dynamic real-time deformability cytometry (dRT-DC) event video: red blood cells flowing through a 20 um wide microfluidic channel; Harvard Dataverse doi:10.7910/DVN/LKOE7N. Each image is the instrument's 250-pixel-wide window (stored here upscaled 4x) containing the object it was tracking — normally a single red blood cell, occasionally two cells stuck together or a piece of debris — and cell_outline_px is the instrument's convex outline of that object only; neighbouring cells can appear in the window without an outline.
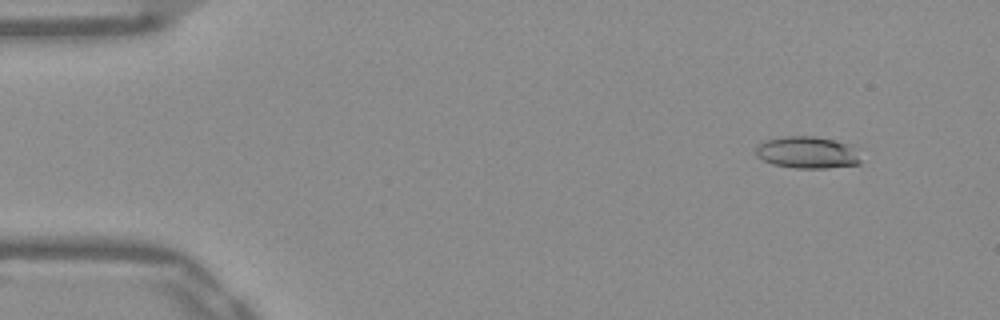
{"species": "Egyptian fruit bat (a non-hibernating species)", "species_latin": "Rousettus aegyptiacus", "temperature_condition": "warm", "stored_images_in_passage": 52, "camera_frame_rate_fps": 3000, "um_per_image_px": 0.085, "frame": {"image": 1, "passage_image": 5, "time_ms": 1.333, "image_size_px": [1000, 320], "cell_outline_px": [[868, 148], [864, 160], [860, 164], [828, 168], [796, 168], [772, 164], [756, 156], [756, 148], [764, 140], [784, 136], [816, 136]], "centroid_in_image_um": [68.85, 12.95], "position_along_channel_um": 16.2, "area_um2": 20.58}}
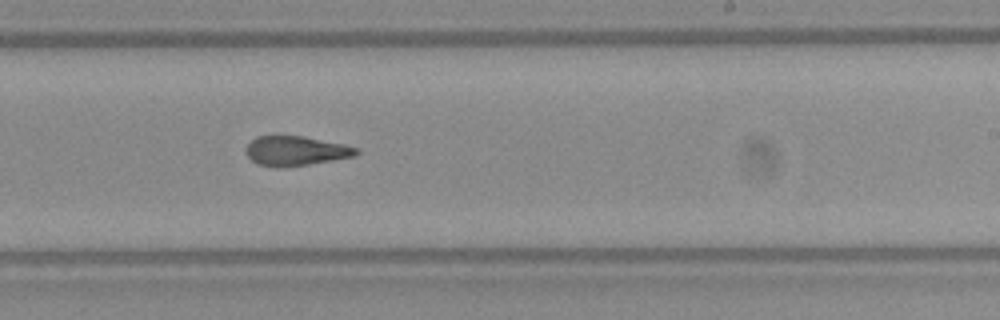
{"frame": {"image": 2, "passage_image": 32, "time_ms": 10.333, "image_size_px": [1000, 320], "cell_outline_px": [[360, 152], [356, 156], [308, 164], [276, 168], [256, 164], [248, 156], [244, 148], [256, 136], [300, 136], [344, 144], [356, 148]], "centroid_in_image_um": [25.11, 12.83], "position_along_channel_um": 263.9, "area_um2": 18.9}}
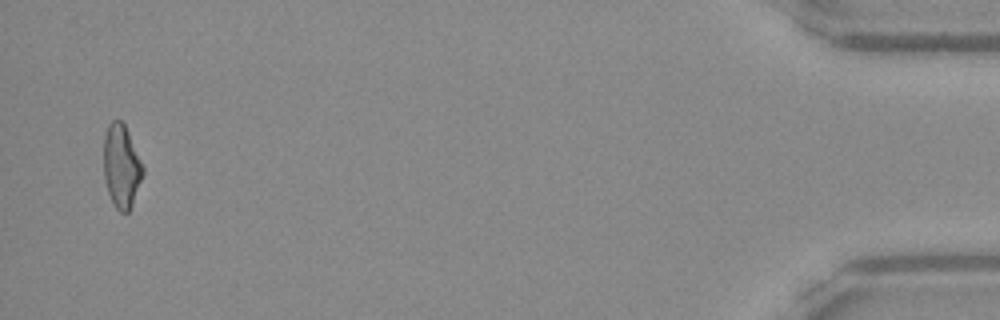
{"frame": {"image": 3, "passage_image": 51, "time_ms": 16.667, "image_size_px": [1000, 320], "cell_outline_px": [[144, 172], [132, 204], [128, 212], [120, 212], [116, 208], [108, 192], [104, 176], [104, 136], [108, 124], [112, 120], [120, 120], [124, 124], [128, 132], [144, 168]], "centroid_in_image_um": [10.31, 14.11], "position_along_channel_um": 424.9, "area_um2": 18.73}, "authors_computed_cell_mechanics": {"area_um2": 19.363, "velocity_mm_per_s": 3.8983, "shape_relaxation_time_tau1_ms": 9.3145, "shape_relaxation_time_tau2_ms": 1.8468, "deformation_change_tau1": 0.2698, "deformation_change_tau2": 0.1082}}